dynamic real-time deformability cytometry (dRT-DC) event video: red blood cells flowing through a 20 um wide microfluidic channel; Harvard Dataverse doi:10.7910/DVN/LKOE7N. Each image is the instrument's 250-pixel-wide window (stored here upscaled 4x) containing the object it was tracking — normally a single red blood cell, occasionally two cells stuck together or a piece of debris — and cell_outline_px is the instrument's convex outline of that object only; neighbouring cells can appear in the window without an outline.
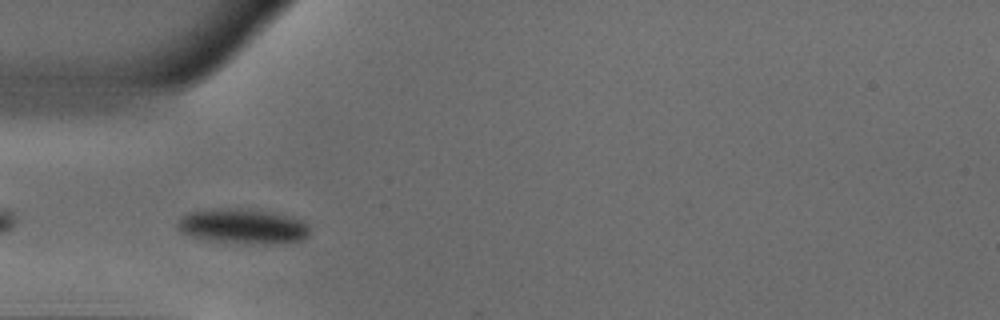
{"species": "common noctule bat (a hibernating species)", "species_latin": "Nyctalus noctula", "temperature_condition": "warm", "stored_images_in_passage": 37, "camera_frame_rate_fps": 3000, "um_per_image_px": 0.085, "animal": {"sex": "male", "body_mass_g": 18.8}, "frame": {"image": 1, "passage_image": 2, "time_ms": 0.333, "image_size_px": [1000, 320], "cell_outline_px": [[308, 236], [304, 240], [276, 244], [248, 244], [204, 240], [180, 232], [180, 220], [188, 212], [264, 212], [292, 216], [308, 224]], "centroid_in_image_um": [20.76, 19.33], "position_along_channel_um": 64.2, "area_um2": 25.43}}
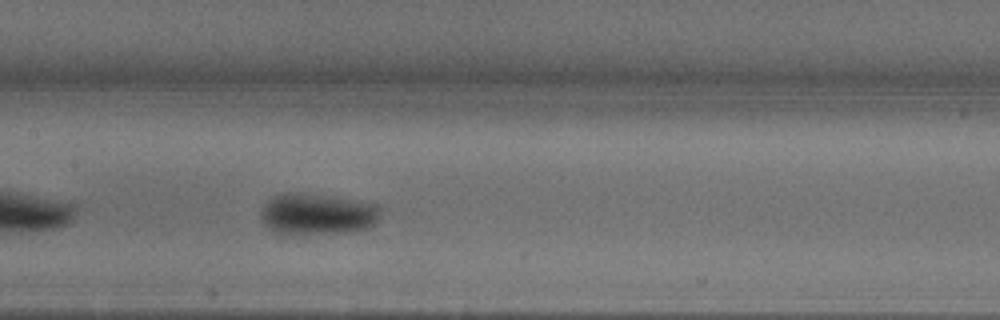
{"frame": {"image": 2, "passage_image": 11, "time_ms": 3.333, "image_size_px": [1000, 320], "cell_outline_px": [[380, 216], [376, 224], [368, 228], [348, 232], [284, 236], [272, 232], [264, 224], [260, 216], [260, 212], [264, 204], [272, 196], [280, 192], [304, 192], [336, 196], [380, 204]], "centroid_in_image_um": [26.95, 18.19], "position_along_channel_um": 180.5, "area_um2": 30.17}}
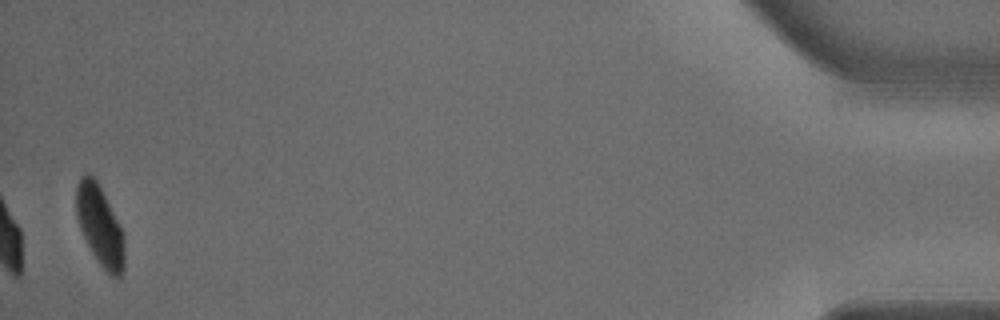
{"frame": {"image": 3, "passage_image": 37, "time_ms": 12.0, "image_size_px": [1000, 320], "cell_outline_px": [[124, 268], [120, 276], [112, 276], [96, 260], [80, 228], [76, 216], [76, 188], [80, 176], [84, 172], [88, 172], [96, 180], [120, 224], [124, 232]], "centroid_in_image_um": [8.49, 19.15], "position_along_channel_um": 426.7, "area_um2": 22.37}, "authors_computed_cell_mechanics": {"area_um2": 26.7036, "velocity_mm_per_s": 3.8716, "shape_relaxation_time_tau1_ms": 2.369, "shape_relaxation_time_tau2_ms": null, "deformation_change_tau1": 0.1412, "deformation_change_tau2": null}}